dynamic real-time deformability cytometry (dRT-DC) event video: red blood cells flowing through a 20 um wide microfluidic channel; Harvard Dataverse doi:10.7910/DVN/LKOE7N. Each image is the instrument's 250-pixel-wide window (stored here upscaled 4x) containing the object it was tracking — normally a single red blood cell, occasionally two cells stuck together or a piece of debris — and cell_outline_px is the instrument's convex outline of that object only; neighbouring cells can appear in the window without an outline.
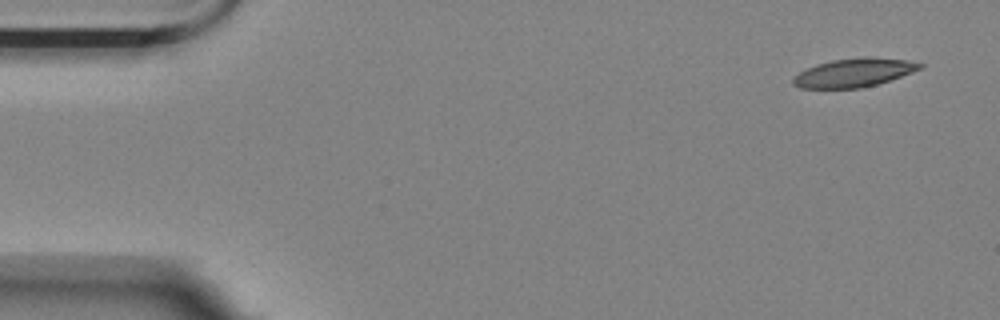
{"species": "Egyptian fruit bat (a non-hibernating species)", "species_latin": "Rousettus aegyptiacus", "temperature_condition": "room temperature", "stored_images_in_passage": 5, "segment_of_instrument_passage": [2, 2], "camera_frame_rate_fps": 3000, "um_per_image_px": 0.085, "animal": {"sex": "female"}, "frame": {"image": 1, "passage_image": 5, "time_ms": 1.333, "image_size_px": [1000, 320], "cell_outline_px": [[924, 68], [876, 84], [860, 88], [800, 88], [792, 84], [792, 80], [800, 72], [816, 64], [832, 60], [864, 56], [868, 56], [908, 60], [924, 64]], "centroid_in_image_um": [72.6, 6.16], "position_along_channel_um": 12.4, "area_um2": 21.04}}